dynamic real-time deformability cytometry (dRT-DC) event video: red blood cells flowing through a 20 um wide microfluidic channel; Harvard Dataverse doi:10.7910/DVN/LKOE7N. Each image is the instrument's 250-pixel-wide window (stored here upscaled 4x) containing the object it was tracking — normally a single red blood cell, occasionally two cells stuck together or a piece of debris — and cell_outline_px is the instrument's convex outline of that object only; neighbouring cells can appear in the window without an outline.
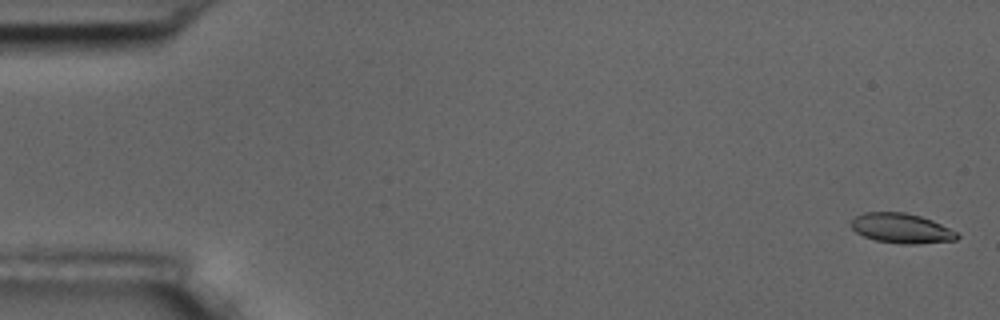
{"species": "common noctule bat (a hibernating species)", "species_latin": "Nyctalus noctula", "temperature_condition": "room temperature", "stored_images_in_passage": 6, "camera_frame_rate_fps": 3000, "um_per_image_px": 0.085, "animal": {"sex": "male", "body_mass_g": 17.5, "forearm_length_mm": 52.3}, "frame": {"image": 1, "passage_image": 1, "time_ms": 0.0, "image_size_px": [1000, 320], "cell_outline_px": [[960, 236], [956, 240], [916, 244], [900, 244], [876, 240], [864, 236], [856, 232], [852, 228], [852, 220], [856, 216], [864, 212], [904, 212], [920, 216], [932, 220], [956, 232]], "centroid_in_image_um": [76.62, 19.41], "position_along_channel_um": 8.4, "area_um2": 18.26}}
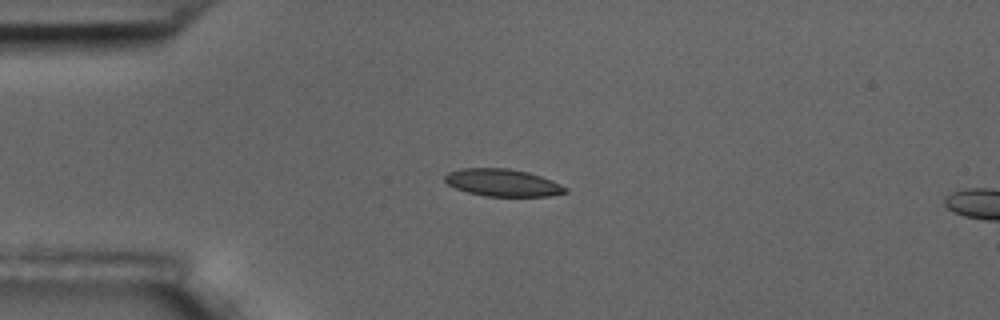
{"frame": {"image": 2, "passage_image": 4, "time_ms": 4.333, "image_size_px": [1000, 320], "cell_outline_px": [[568, 192], [548, 196], [484, 196], [468, 192], [456, 188], [448, 184], [444, 180], [444, 176], [448, 172], [460, 168], [508, 168], [528, 172], [552, 180], [568, 188]], "centroid_in_image_um": [42.72, 15.52], "position_along_channel_um": 42.3, "area_um2": 19.19}}